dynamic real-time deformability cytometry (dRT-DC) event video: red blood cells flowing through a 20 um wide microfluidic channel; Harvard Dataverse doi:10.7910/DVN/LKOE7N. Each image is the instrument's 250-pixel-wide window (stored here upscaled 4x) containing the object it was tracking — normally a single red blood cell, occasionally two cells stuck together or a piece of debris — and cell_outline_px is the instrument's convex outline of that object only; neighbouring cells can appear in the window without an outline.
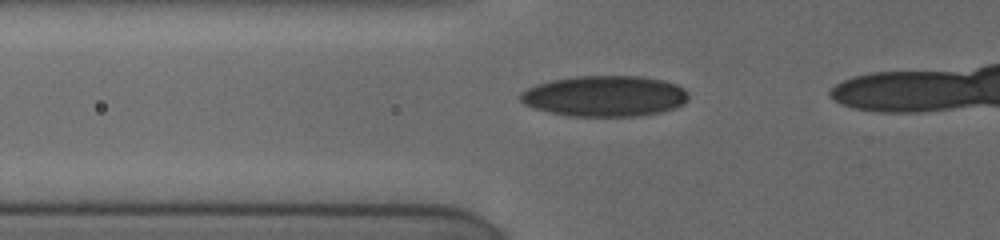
{"species": "human", "species_latin": "Homo sapiens", "temperature_condition": "cold", "stored_images_in_passage": 10, "camera_frame_rate_fps": 3000, "um_per_image_px": 0.085, "donor": {"sex": "female"}, "frame": {"image": 1, "passage_image": 3, "time_ms": 0.333, "image_size_px": [1000, 240], "cell_outline_px": [[688, 100], [684, 104], [676, 108], [660, 112], [636, 116], [568, 116], [536, 108], [524, 104], [520, 100], [520, 92], [536, 84], [552, 80], [576, 76], [640, 76], [664, 80], [676, 84], [684, 88], [688, 92]], "centroid_in_image_um": [51.44, 8.16], "position_along_channel_um": 74.4, "area_um2": 40.06}}